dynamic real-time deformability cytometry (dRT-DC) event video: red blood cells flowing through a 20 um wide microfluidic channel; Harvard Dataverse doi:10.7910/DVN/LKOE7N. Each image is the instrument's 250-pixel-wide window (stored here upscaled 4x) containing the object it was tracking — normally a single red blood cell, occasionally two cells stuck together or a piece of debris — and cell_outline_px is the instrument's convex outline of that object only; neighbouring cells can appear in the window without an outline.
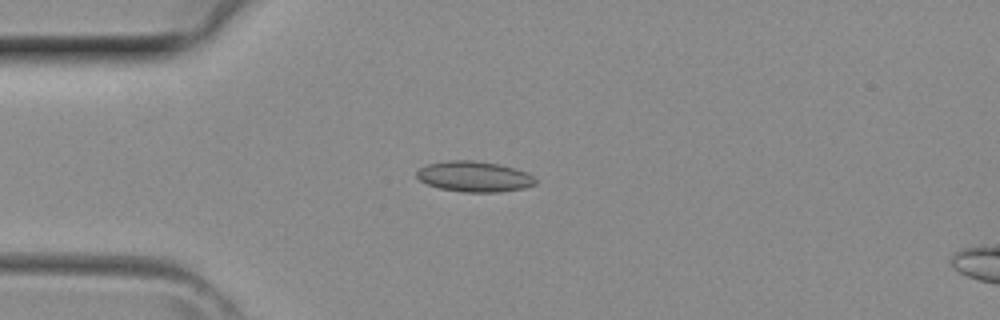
{"species": "common noctule bat (a hibernating species)", "species_latin": "Nyctalus noctula", "temperature_condition": "room temperature", "stored_images_in_passage": 4, "camera_frame_rate_fps": 3000, "um_per_image_px": 0.085, "animal": {"sex": "female", "body_mass_g": 29.2, "forearm_length_mm": 56.3}, "frame": {"image": 1, "passage_image": 3, "time_ms": 0.667, "image_size_px": [1000, 320], "cell_outline_px": [[536, 184], [524, 188], [500, 192], [464, 192], [440, 188], [428, 184], [420, 180], [416, 176], [416, 172], [424, 164], [448, 160], [472, 160], [500, 164], [516, 168], [528, 172], [536, 180]], "centroid_in_image_um": [40.32, 14.99], "position_along_channel_um": 44.7, "area_um2": 21.33}}